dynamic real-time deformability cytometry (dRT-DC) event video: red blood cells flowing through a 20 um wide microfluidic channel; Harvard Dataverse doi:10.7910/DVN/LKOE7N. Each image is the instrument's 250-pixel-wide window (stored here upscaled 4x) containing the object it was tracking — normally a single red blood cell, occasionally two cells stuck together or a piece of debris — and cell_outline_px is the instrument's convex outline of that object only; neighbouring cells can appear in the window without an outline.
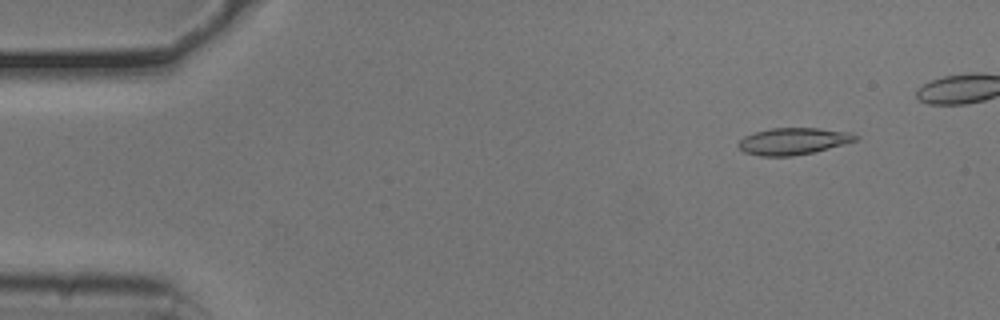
{"species": "common noctule bat (a hibernating species)", "species_latin": "Nyctalus noctula", "temperature_condition": "cold", "stored_images_in_passage": 15, "camera_frame_rate_fps": 3000, "um_per_image_px": 0.085, "animal": {"sex": "male", "body_mass_g": 20.5, "forearm_length_mm": 52.5}, "frame": {"image": 1, "passage_image": 5, "time_ms": 1.333, "image_size_px": [1000, 320], "cell_outline_px": [[860, 140], [812, 152], [792, 156], [760, 156], [744, 152], [736, 144], [744, 136], [756, 132], [772, 128], [820, 128], [852, 132], [860, 136]], "centroid_in_image_um": [67.47, 11.99], "position_along_channel_um": 17.5, "area_um2": 18.38}}